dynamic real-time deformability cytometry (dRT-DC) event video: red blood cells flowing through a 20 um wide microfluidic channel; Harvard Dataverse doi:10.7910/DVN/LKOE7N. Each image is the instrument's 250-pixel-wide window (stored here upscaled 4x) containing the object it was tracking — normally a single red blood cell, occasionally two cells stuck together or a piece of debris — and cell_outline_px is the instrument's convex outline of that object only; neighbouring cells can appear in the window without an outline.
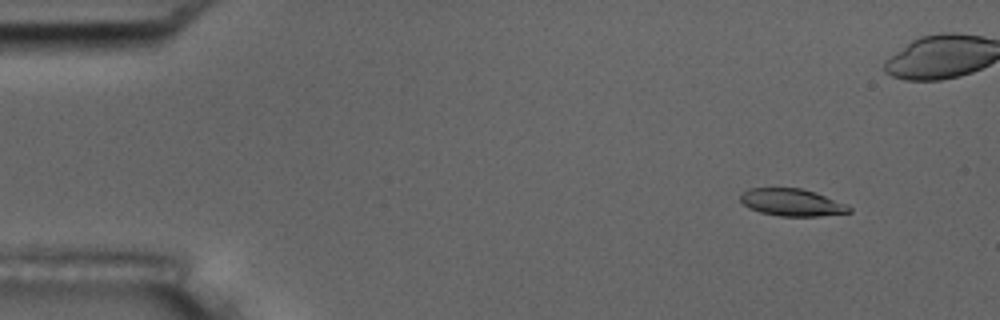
{"species": "common noctule bat (a hibernating species)", "species_latin": "Nyctalus noctula", "temperature_condition": "room temperature", "stored_images_in_passage": 7, "camera_frame_rate_fps": 3000, "um_per_image_px": 0.085, "animal": {"sex": "male", "body_mass_g": 17.5, "forearm_length_mm": 52.3}, "frame": {"image": 1, "passage_image": 2, "time_ms": 1.333, "image_size_px": [1000, 320], "cell_outline_px": [[852, 212], [820, 216], [780, 216], [760, 212], [748, 208], [740, 200], [740, 192], [748, 188], [800, 188], [816, 192], [848, 204], [852, 208]], "centroid_in_image_um": [67.32, 17.2], "position_along_channel_um": 17.7, "area_um2": 17.51}}